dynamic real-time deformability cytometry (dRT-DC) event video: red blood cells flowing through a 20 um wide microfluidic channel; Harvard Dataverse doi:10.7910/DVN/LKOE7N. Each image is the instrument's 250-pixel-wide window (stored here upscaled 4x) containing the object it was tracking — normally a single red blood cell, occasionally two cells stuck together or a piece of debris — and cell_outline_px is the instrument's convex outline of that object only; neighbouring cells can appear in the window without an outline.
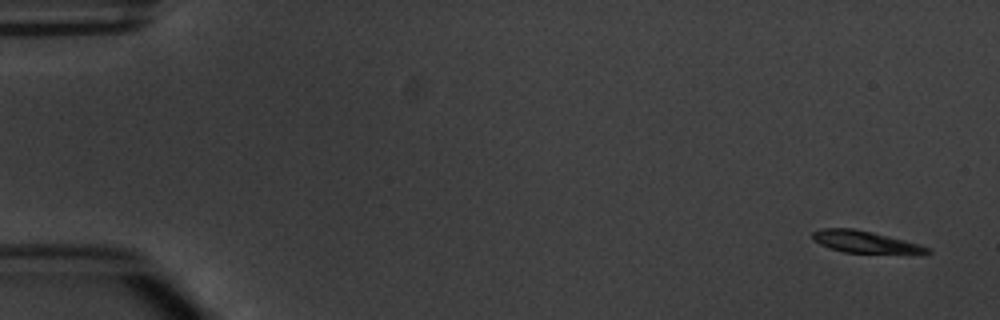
{"species": "common noctule bat (a hibernating species)", "species_latin": "Nyctalus noctula", "temperature_condition": "warm", "stored_images_in_passage": 5, "camera_frame_rate_fps": 3000, "um_per_image_px": 0.085, "animal": {"sex": "male", "body_mass_g": 20.1, "forearm_length_mm": 53.5}, "frame": {"image": 1, "passage_image": 1, "time_ms": 0.0, "image_size_px": [1000, 320], "cell_outline_px": [[932, 252], [924, 256], [920, 256], [844, 252], [828, 248], [812, 240], [812, 232], [824, 228], [852, 228], [872, 232], [904, 240], [932, 248]], "centroid_in_image_um": [73.68, 20.62], "position_along_channel_um": 11.3, "area_um2": 15.43}}
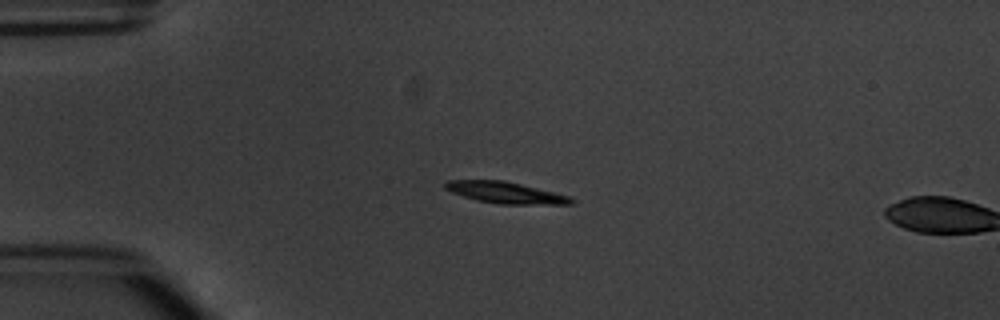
{"frame": {"image": 2, "passage_image": 4, "time_ms": 3.667, "image_size_px": [1000, 320], "cell_outline_px": [[576, 200], [572, 204], [500, 204], [476, 200], [452, 192], [444, 188], [444, 184], [448, 180], [504, 180], [568, 196]], "centroid_in_image_um": [42.94, 16.37], "position_along_channel_um": 42.1, "area_um2": 15.49}}